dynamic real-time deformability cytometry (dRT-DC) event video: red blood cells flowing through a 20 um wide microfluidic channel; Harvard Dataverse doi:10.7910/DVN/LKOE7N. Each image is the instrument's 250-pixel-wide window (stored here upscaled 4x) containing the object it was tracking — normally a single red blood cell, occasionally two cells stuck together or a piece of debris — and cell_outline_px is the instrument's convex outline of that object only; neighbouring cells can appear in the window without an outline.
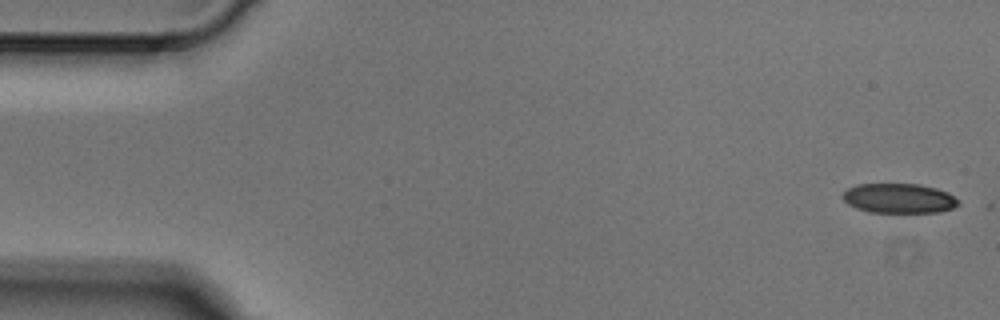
{"species": "Egyptian fruit bat (a non-hibernating species)", "species_latin": "Rousettus aegyptiacus", "temperature_condition": "cold", "stored_images_in_passage": 6, "camera_frame_rate_fps": 3000, "um_per_image_px": 0.085, "animal": {"sex": "male"}, "frame": {"image": 1, "passage_image": 1, "time_ms": 0.0, "image_size_px": [1000, 320], "cell_outline_px": [[960, 204], [952, 208], [940, 212], [868, 212], [856, 208], [848, 204], [840, 196], [848, 188], [856, 184], [920, 184], [936, 188], [948, 192], [960, 200]], "centroid_in_image_um": [76.42, 16.85], "position_along_channel_um": 8.6, "area_um2": 20.17}}
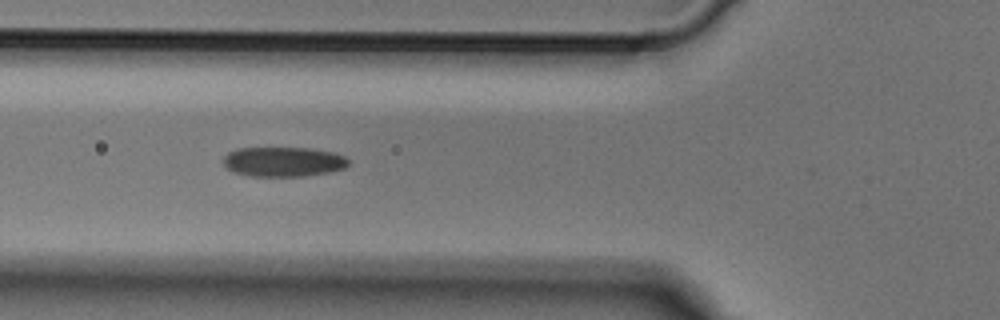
{"frame": {"image": 2, "passage_image": 5, "time_ms": 1.333, "image_size_px": [1000, 320], "cell_outline_px": [[348, 164], [344, 168], [328, 172], [304, 176], [248, 176], [232, 172], [224, 164], [224, 156], [228, 152], [236, 148], [312, 148], [336, 152], [344, 156], [348, 160]], "centroid_in_image_um": [24.08, 13.74], "position_along_channel_um": 101.7, "area_um2": 21.79}}
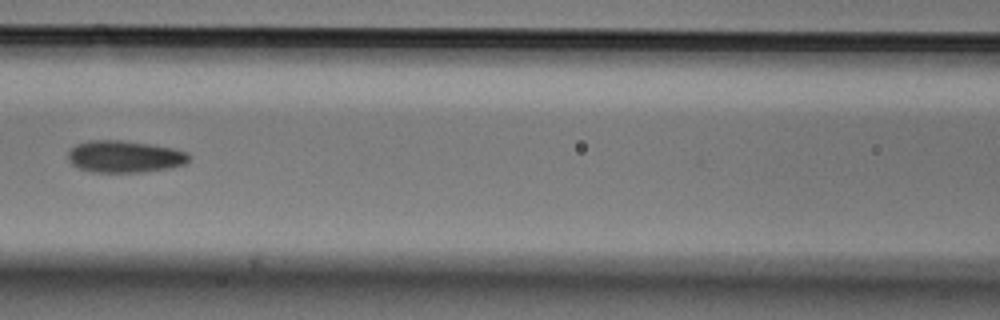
{"frame": {"image": 3, "passage_image": 6, "time_ms": 1.667, "image_size_px": [1000, 320], "cell_outline_px": [[192, 156], [184, 164], [168, 168], [140, 172], [92, 172], [80, 168], [72, 164], [68, 160], [68, 152], [76, 144], [88, 140], [120, 140], [148, 144], [172, 148], [188, 152]], "centroid_in_image_um": [10.58, 13.3], "position_along_channel_um": 156.0, "area_um2": 22.43}}